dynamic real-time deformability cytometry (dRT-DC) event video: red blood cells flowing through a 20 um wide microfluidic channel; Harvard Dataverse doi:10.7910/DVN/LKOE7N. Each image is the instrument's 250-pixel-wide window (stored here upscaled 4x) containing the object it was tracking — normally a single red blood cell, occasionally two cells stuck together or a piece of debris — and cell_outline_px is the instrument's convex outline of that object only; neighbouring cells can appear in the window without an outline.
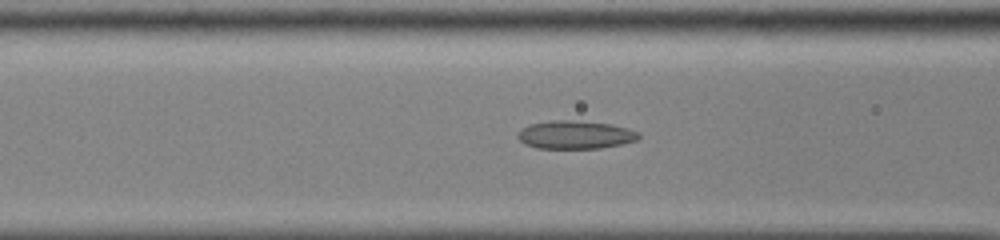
{"species": "common noctule bat (a hibernating species)", "species_latin": "Nyctalus noctula", "temperature_condition": "cold", "stored_images_in_passage": 54, "camera_frame_rate_fps": 3000, "um_per_image_px": 0.085, "animal": {"sex": "male", "body_mass_g": 13.0, "forearm_length_mm": 53.1}, "frame": {"image": 1, "passage_image": 24, "time_ms": 7.667, "image_size_px": [1000, 240], "cell_outline_px": [[640, 136], [636, 140], [620, 144], [600, 148], [536, 148], [524, 144], [516, 136], [528, 124], [552, 120], [572, 120], [612, 124], [628, 128], [640, 132]], "centroid_in_image_um": [48.9, 11.45], "position_along_channel_um": 117.7, "area_um2": 19.83}}
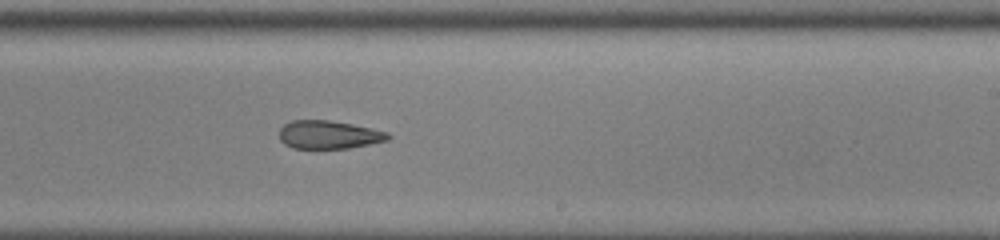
{"frame": {"image": 2, "passage_image": 35, "time_ms": 11.333, "image_size_px": [1000, 240], "cell_outline_px": [[392, 136], [388, 140], [348, 148], [292, 148], [284, 144], [280, 140], [280, 128], [284, 124], [292, 120], [328, 120], [352, 124], [372, 128], [388, 132]], "centroid_in_image_um": [27.94, 11.44], "position_along_channel_um": 261.1, "area_um2": 17.86}}
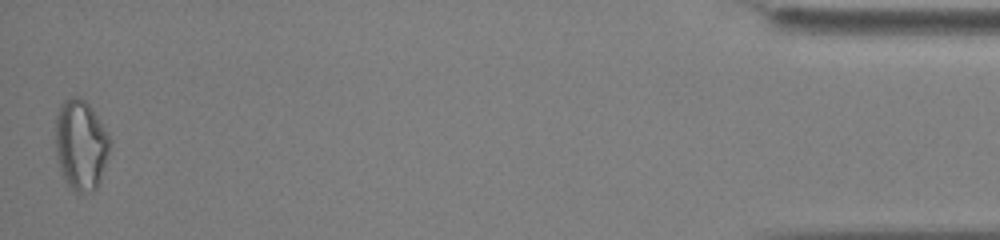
{"frame": {"image": 3, "passage_image": 54, "time_ms": 17.667, "image_size_px": [1000, 240], "cell_outline_px": [[112, 144], [100, 180], [96, 188], [92, 192], [76, 192], [68, 184], [60, 168], [56, 148], [56, 116], [60, 104], [64, 100], [72, 96], [80, 96], [92, 108], [108, 132], [112, 140]], "centroid_in_image_um": [6.9, 12.27], "position_along_channel_um": 428.3, "area_um2": 28.67}, "authors_computed_cell_mechanics": {"area_um2": 21.0681, "velocity_mm_per_s": 3.9192, "shape_relaxation_time_tau1_ms": null, "shape_relaxation_time_tau2_ms": 3.06, "deformation_change_tau1": null, "deformation_change_tau2": 0.1203}}